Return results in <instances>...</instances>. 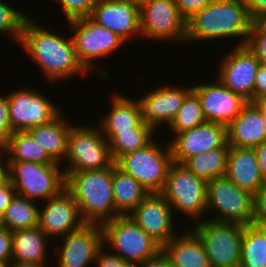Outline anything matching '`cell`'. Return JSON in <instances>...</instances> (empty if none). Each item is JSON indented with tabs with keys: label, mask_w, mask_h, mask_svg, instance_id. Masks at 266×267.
<instances>
[{
	"label": "cell",
	"mask_w": 266,
	"mask_h": 267,
	"mask_svg": "<svg viewBox=\"0 0 266 267\" xmlns=\"http://www.w3.org/2000/svg\"><path fill=\"white\" fill-rule=\"evenodd\" d=\"M28 16L19 46L28 53L50 82L63 81L88 72L79 63L72 37H61Z\"/></svg>",
	"instance_id": "6da1fadb"
},
{
	"label": "cell",
	"mask_w": 266,
	"mask_h": 267,
	"mask_svg": "<svg viewBox=\"0 0 266 267\" xmlns=\"http://www.w3.org/2000/svg\"><path fill=\"white\" fill-rule=\"evenodd\" d=\"M65 189L73 196L82 220L99 224L121 216L113 197V165L91 171H64Z\"/></svg>",
	"instance_id": "7a4b0ae2"
},
{
	"label": "cell",
	"mask_w": 266,
	"mask_h": 267,
	"mask_svg": "<svg viewBox=\"0 0 266 267\" xmlns=\"http://www.w3.org/2000/svg\"><path fill=\"white\" fill-rule=\"evenodd\" d=\"M252 19L245 0H213L187 22V41L242 37L246 45Z\"/></svg>",
	"instance_id": "3957f363"
},
{
	"label": "cell",
	"mask_w": 266,
	"mask_h": 267,
	"mask_svg": "<svg viewBox=\"0 0 266 267\" xmlns=\"http://www.w3.org/2000/svg\"><path fill=\"white\" fill-rule=\"evenodd\" d=\"M101 226L104 247L106 244L112 246L108 250L112 248V251L116 252L111 254L119 256L131 265L151 259L161 252V246L129 215L115 217Z\"/></svg>",
	"instance_id": "277c9868"
},
{
	"label": "cell",
	"mask_w": 266,
	"mask_h": 267,
	"mask_svg": "<svg viewBox=\"0 0 266 267\" xmlns=\"http://www.w3.org/2000/svg\"><path fill=\"white\" fill-rule=\"evenodd\" d=\"M244 226L238 223L197 221L191 229L200 239L210 267H238L241 263V244Z\"/></svg>",
	"instance_id": "5b68a950"
},
{
	"label": "cell",
	"mask_w": 266,
	"mask_h": 267,
	"mask_svg": "<svg viewBox=\"0 0 266 267\" xmlns=\"http://www.w3.org/2000/svg\"><path fill=\"white\" fill-rule=\"evenodd\" d=\"M60 164L9 161L10 183L16 194L30 200H48L59 195L66 184Z\"/></svg>",
	"instance_id": "8992f818"
},
{
	"label": "cell",
	"mask_w": 266,
	"mask_h": 267,
	"mask_svg": "<svg viewBox=\"0 0 266 267\" xmlns=\"http://www.w3.org/2000/svg\"><path fill=\"white\" fill-rule=\"evenodd\" d=\"M69 165L63 171H91L111 167L109 142L100 127L71 125L67 140L66 157Z\"/></svg>",
	"instance_id": "52a82bcc"
},
{
	"label": "cell",
	"mask_w": 266,
	"mask_h": 267,
	"mask_svg": "<svg viewBox=\"0 0 266 267\" xmlns=\"http://www.w3.org/2000/svg\"><path fill=\"white\" fill-rule=\"evenodd\" d=\"M157 143L154 139L145 147L125 154L115 162L119 169L132 176L149 193L162 192L169 167L173 163L170 146L163 150L161 144Z\"/></svg>",
	"instance_id": "ba28073f"
},
{
	"label": "cell",
	"mask_w": 266,
	"mask_h": 267,
	"mask_svg": "<svg viewBox=\"0 0 266 267\" xmlns=\"http://www.w3.org/2000/svg\"><path fill=\"white\" fill-rule=\"evenodd\" d=\"M217 215L209 220L217 222L253 224V195L236 186L226 176L207 181L206 211Z\"/></svg>",
	"instance_id": "9c48e42d"
},
{
	"label": "cell",
	"mask_w": 266,
	"mask_h": 267,
	"mask_svg": "<svg viewBox=\"0 0 266 267\" xmlns=\"http://www.w3.org/2000/svg\"><path fill=\"white\" fill-rule=\"evenodd\" d=\"M207 181L196 176L184 165L173 162L168 170L165 186L161 192L170 204L192 220L206 214Z\"/></svg>",
	"instance_id": "30bf717a"
},
{
	"label": "cell",
	"mask_w": 266,
	"mask_h": 267,
	"mask_svg": "<svg viewBox=\"0 0 266 267\" xmlns=\"http://www.w3.org/2000/svg\"><path fill=\"white\" fill-rule=\"evenodd\" d=\"M67 22L73 32L71 37L78 61L87 72L95 67L93 59L106 58L125 43L116 33L96 24L89 17Z\"/></svg>",
	"instance_id": "8fae6325"
},
{
	"label": "cell",
	"mask_w": 266,
	"mask_h": 267,
	"mask_svg": "<svg viewBox=\"0 0 266 267\" xmlns=\"http://www.w3.org/2000/svg\"><path fill=\"white\" fill-rule=\"evenodd\" d=\"M140 21V37L186 42L187 22L174 0H145L140 4Z\"/></svg>",
	"instance_id": "7c38bea8"
},
{
	"label": "cell",
	"mask_w": 266,
	"mask_h": 267,
	"mask_svg": "<svg viewBox=\"0 0 266 267\" xmlns=\"http://www.w3.org/2000/svg\"><path fill=\"white\" fill-rule=\"evenodd\" d=\"M30 89L18 87L8 94L9 117L14 132L47 124L62 112L43 93Z\"/></svg>",
	"instance_id": "4fadbf2b"
},
{
	"label": "cell",
	"mask_w": 266,
	"mask_h": 267,
	"mask_svg": "<svg viewBox=\"0 0 266 267\" xmlns=\"http://www.w3.org/2000/svg\"><path fill=\"white\" fill-rule=\"evenodd\" d=\"M260 64L246 45H237L222 58L217 79L232 92L253 102V87Z\"/></svg>",
	"instance_id": "5bb4252c"
},
{
	"label": "cell",
	"mask_w": 266,
	"mask_h": 267,
	"mask_svg": "<svg viewBox=\"0 0 266 267\" xmlns=\"http://www.w3.org/2000/svg\"><path fill=\"white\" fill-rule=\"evenodd\" d=\"M169 144L173 162L183 164L188 158L228 143L227 126L205 122L192 129L177 133Z\"/></svg>",
	"instance_id": "9a60e30c"
},
{
	"label": "cell",
	"mask_w": 266,
	"mask_h": 267,
	"mask_svg": "<svg viewBox=\"0 0 266 267\" xmlns=\"http://www.w3.org/2000/svg\"><path fill=\"white\" fill-rule=\"evenodd\" d=\"M89 18L127 41L141 36L140 4L131 0H98Z\"/></svg>",
	"instance_id": "2e32d148"
},
{
	"label": "cell",
	"mask_w": 266,
	"mask_h": 267,
	"mask_svg": "<svg viewBox=\"0 0 266 267\" xmlns=\"http://www.w3.org/2000/svg\"><path fill=\"white\" fill-rule=\"evenodd\" d=\"M173 215L170 204L161 193H149L129 214L161 247L177 235Z\"/></svg>",
	"instance_id": "e0dca14e"
},
{
	"label": "cell",
	"mask_w": 266,
	"mask_h": 267,
	"mask_svg": "<svg viewBox=\"0 0 266 267\" xmlns=\"http://www.w3.org/2000/svg\"><path fill=\"white\" fill-rule=\"evenodd\" d=\"M192 90L200 99L207 122L228 126L248 103L246 99L232 92L218 79L212 84L194 85Z\"/></svg>",
	"instance_id": "ac0fdd59"
},
{
	"label": "cell",
	"mask_w": 266,
	"mask_h": 267,
	"mask_svg": "<svg viewBox=\"0 0 266 267\" xmlns=\"http://www.w3.org/2000/svg\"><path fill=\"white\" fill-rule=\"evenodd\" d=\"M43 207L39 208L38 226L50 239L65 237L86 224L73 196L66 189L48 199Z\"/></svg>",
	"instance_id": "d6986e66"
},
{
	"label": "cell",
	"mask_w": 266,
	"mask_h": 267,
	"mask_svg": "<svg viewBox=\"0 0 266 267\" xmlns=\"http://www.w3.org/2000/svg\"><path fill=\"white\" fill-rule=\"evenodd\" d=\"M58 267H87L95 263L104 247L103 229L99 224H85L79 230L62 237Z\"/></svg>",
	"instance_id": "ffe728a7"
},
{
	"label": "cell",
	"mask_w": 266,
	"mask_h": 267,
	"mask_svg": "<svg viewBox=\"0 0 266 267\" xmlns=\"http://www.w3.org/2000/svg\"><path fill=\"white\" fill-rule=\"evenodd\" d=\"M192 90L189 87L160 86L140 98L142 121L154 130L165 123L169 126L182 106L186 95Z\"/></svg>",
	"instance_id": "44dd1931"
},
{
	"label": "cell",
	"mask_w": 266,
	"mask_h": 267,
	"mask_svg": "<svg viewBox=\"0 0 266 267\" xmlns=\"http://www.w3.org/2000/svg\"><path fill=\"white\" fill-rule=\"evenodd\" d=\"M228 144L233 147L256 148L266 141V122L261 109L248 102L227 126Z\"/></svg>",
	"instance_id": "7402d4cb"
},
{
	"label": "cell",
	"mask_w": 266,
	"mask_h": 267,
	"mask_svg": "<svg viewBox=\"0 0 266 267\" xmlns=\"http://www.w3.org/2000/svg\"><path fill=\"white\" fill-rule=\"evenodd\" d=\"M225 176L236 186L254 195L264 184L255 148L230 146Z\"/></svg>",
	"instance_id": "603a6c76"
},
{
	"label": "cell",
	"mask_w": 266,
	"mask_h": 267,
	"mask_svg": "<svg viewBox=\"0 0 266 267\" xmlns=\"http://www.w3.org/2000/svg\"><path fill=\"white\" fill-rule=\"evenodd\" d=\"M161 252L171 267H210L204 247L191 228L182 236L172 237L161 247Z\"/></svg>",
	"instance_id": "cb8c5ba5"
},
{
	"label": "cell",
	"mask_w": 266,
	"mask_h": 267,
	"mask_svg": "<svg viewBox=\"0 0 266 267\" xmlns=\"http://www.w3.org/2000/svg\"><path fill=\"white\" fill-rule=\"evenodd\" d=\"M110 113L101 119L98 126L102 135L109 141L118 131L136 128L142 122L139 101L128 98L120 93L112 95Z\"/></svg>",
	"instance_id": "d4e9b609"
},
{
	"label": "cell",
	"mask_w": 266,
	"mask_h": 267,
	"mask_svg": "<svg viewBox=\"0 0 266 267\" xmlns=\"http://www.w3.org/2000/svg\"><path fill=\"white\" fill-rule=\"evenodd\" d=\"M62 112L51 122L37 125L27 130L36 143L42 147L49 157L56 163L66 157L67 140L70 132V124Z\"/></svg>",
	"instance_id": "484cf974"
},
{
	"label": "cell",
	"mask_w": 266,
	"mask_h": 267,
	"mask_svg": "<svg viewBox=\"0 0 266 267\" xmlns=\"http://www.w3.org/2000/svg\"><path fill=\"white\" fill-rule=\"evenodd\" d=\"M39 226L12 232V261L44 264L47 239Z\"/></svg>",
	"instance_id": "4316f807"
},
{
	"label": "cell",
	"mask_w": 266,
	"mask_h": 267,
	"mask_svg": "<svg viewBox=\"0 0 266 267\" xmlns=\"http://www.w3.org/2000/svg\"><path fill=\"white\" fill-rule=\"evenodd\" d=\"M113 197L116 211L129 215L149 192L132 176L124 173L113 164Z\"/></svg>",
	"instance_id": "83f0119b"
},
{
	"label": "cell",
	"mask_w": 266,
	"mask_h": 267,
	"mask_svg": "<svg viewBox=\"0 0 266 267\" xmlns=\"http://www.w3.org/2000/svg\"><path fill=\"white\" fill-rule=\"evenodd\" d=\"M3 144L8 161L59 164L49 157L27 131L13 132Z\"/></svg>",
	"instance_id": "f1b7e54d"
},
{
	"label": "cell",
	"mask_w": 266,
	"mask_h": 267,
	"mask_svg": "<svg viewBox=\"0 0 266 267\" xmlns=\"http://www.w3.org/2000/svg\"><path fill=\"white\" fill-rule=\"evenodd\" d=\"M230 145L199 153L188 158L182 165L206 181L225 176Z\"/></svg>",
	"instance_id": "f546056e"
},
{
	"label": "cell",
	"mask_w": 266,
	"mask_h": 267,
	"mask_svg": "<svg viewBox=\"0 0 266 267\" xmlns=\"http://www.w3.org/2000/svg\"><path fill=\"white\" fill-rule=\"evenodd\" d=\"M0 218L2 228L12 232L33 228L39 224V207L34 201L16 194Z\"/></svg>",
	"instance_id": "4dcf8cb0"
},
{
	"label": "cell",
	"mask_w": 266,
	"mask_h": 267,
	"mask_svg": "<svg viewBox=\"0 0 266 267\" xmlns=\"http://www.w3.org/2000/svg\"><path fill=\"white\" fill-rule=\"evenodd\" d=\"M154 130L142 121L136 128L118 131L108 142L114 162L127 153L141 149L153 140Z\"/></svg>",
	"instance_id": "1f68e13d"
},
{
	"label": "cell",
	"mask_w": 266,
	"mask_h": 267,
	"mask_svg": "<svg viewBox=\"0 0 266 267\" xmlns=\"http://www.w3.org/2000/svg\"><path fill=\"white\" fill-rule=\"evenodd\" d=\"M241 267H266V227L244 226Z\"/></svg>",
	"instance_id": "d6a6232c"
},
{
	"label": "cell",
	"mask_w": 266,
	"mask_h": 267,
	"mask_svg": "<svg viewBox=\"0 0 266 267\" xmlns=\"http://www.w3.org/2000/svg\"><path fill=\"white\" fill-rule=\"evenodd\" d=\"M207 122L198 95L191 90L183 100L182 106L168 126L173 134L192 129Z\"/></svg>",
	"instance_id": "836d02e7"
},
{
	"label": "cell",
	"mask_w": 266,
	"mask_h": 267,
	"mask_svg": "<svg viewBox=\"0 0 266 267\" xmlns=\"http://www.w3.org/2000/svg\"><path fill=\"white\" fill-rule=\"evenodd\" d=\"M28 15H24L22 11H17L7 2L0 0V33H9L11 39L16 43H20L22 36V27Z\"/></svg>",
	"instance_id": "e575fe53"
},
{
	"label": "cell",
	"mask_w": 266,
	"mask_h": 267,
	"mask_svg": "<svg viewBox=\"0 0 266 267\" xmlns=\"http://www.w3.org/2000/svg\"><path fill=\"white\" fill-rule=\"evenodd\" d=\"M246 46L260 63L266 64V27L259 21L252 22Z\"/></svg>",
	"instance_id": "d590c367"
},
{
	"label": "cell",
	"mask_w": 266,
	"mask_h": 267,
	"mask_svg": "<svg viewBox=\"0 0 266 267\" xmlns=\"http://www.w3.org/2000/svg\"><path fill=\"white\" fill-rule=\"evenodd\" d=\"M55 1V0H54ZM64 12L66 20L89 17L98 0H56Z\"/></svg>",
	"instance_id": "8d00e7d4"
},
{
	"label": "cell",
	"mask_w": 266,
	"mask_h": 267,
	"mask_svg": "<svg viewBox=\"0 0 266 267\" xmlns=\"http://www.w3.org/2000/svg\"><path fill=\"white\" fill-rule=\"evenodd\" d=\"M253 224L266 227V182L253 195Z\"/></svg>",
	"instance_id": "74e56055"
},
{
	"label": "cell",
	"mask_w": 266,
	"mask_h": 267,
	"mask_svg": "<svg viewBox=\"0 0 266 267\" xmlns=\"http://www.w3.org/2000/svg\"><path fill=\"white\" fill-rule=\"evenodd\" d=\"M181 17L188 22L213 0H174Z\"/></svg>",
	"instance_id": "f35d334b"
},
{
	"label": "cell",
	"mask_w": 266,
	"mask_h": 267,
	"mask_svg": "<svg viewBox=\"0 0 266 267\" xmlns=\"http://www.w3.org/2000/svg\"><path fill=\"white\" fill-rule=\"evenodd\" d=\"M13 132L9 117L8 93L6 96L0 94V144H3Z\"/></svg>",
	"instance_id": "ab89813d"
},
{
	"label": "cell",
	"mask_w": 266,
	"mask_h": 267,
	"mask_svg": "<svg viewBox=\"0 0 266 267\" xmlns=\"http://www.w3.org/2000/svg\"><path fill=\"white\" fill-rule=\"evenodd\" d=\"M104 247L98 252L95 262L98 267H133L125 262L119 256L111 254L109 251H103Z\"/></svg>",
	"instance_id": "60d3db41"
},
{
	"label": "cell",
	"mask_w": 266,
	"mask_h": 267,
	"mask_svg": "<svg viewBox=\"0 0 266 267\" xmlns=\"http://www.w3.org/2000/svg\"><path fill=\"white\" fill-rule=\"evenodd\" d=\"M0 262H12V231L0 229Z\"/></svg>",
	"instance_id": "b9f144b4"
},
{
	"label": "cell",
	"mask_w": 266,
	"mask_h": 267,
	"mask_svg": "<svg viewBox=\"0 0 266 267\" xmlns=\"http://www.w3.org/2000/svg\"><path fill=\"white\" fill-rule=\"evenodd\" d=\"M266 94V64L261 63L253 87V102Z\"/></svg>",
	"instance_id": "7bdbcfd3"
},
{
	"label": "cell",
	"mask_w": 266,
	"mask_h": 267,
	"mask_svg": "<svg viewBox=\"0 0 266 267\" xmlns=\"http://www.w3.org/2000/svg\"><path fill=\"white\" fill-rule=\"evenodd\" d=\"M252 21H259L266 15V0H245Z\"/></svg>",
	"instance_id": "ee69618b"
},
{
	"label": "cell",
	"mask_w": 266,
	"mask_h": 267,
	"mask_svg": "<svg viewBox=\"0 0 266 267\" xmlns=\"http://www.w3.org/2000/svg\"><path fill=\"white\" fill-rule=\"evenodd\" d=\"M16 195L15 188L12 186L10 181L0 187V217L10 204L11 200Z\"/></svg>",
	"instance_id": "f6af8a7d"
},
{
	"label": "cell",
	"mask_w": 266,
	"mask_h": 267,
	"mask_svg": "<svg viewBox=\"0 0 266 267\" xmlns=\"http://www.w3.org/2000/svg\"><path fill=\"white\" fill-rule=\"evenodd\" d=\"M133 267H171L165 257V255L160 252L155 257L147 259L141 263L133 265Z\"/></svg>",
	"instance_id": "bcb514c9"
},
{
	"label": "cell",
	"mask_w": 266,
	"mask_h": 267,
	"mask_svg": "<svg viewBox=\"0 0 266 267\" xmlns=\"http://www.w3.org/2000/svg\"><path fill=\"white\" fill-rule=\"evenodd\" d=\"M2 153H6L4 144H0V187L7 184L10 181L9 175V161H5V157ZM4 157V159L2 158ZM5 161V162H3Z\"/></svg>",
	"instance_id": "7dc6e473"
},
{
	"label": "cell",
	"mask_w": 266,
	"mask_h": 267,
	"mask_svg": "<svg viewBox=\"0 0 266 267\" xmlns=\"http://www.w3.org/2000/svg\"><path fill=\"white\" fill-rule=\"evenodd\" d=\"M255 152L258 159L260 174L266 182V141L261 143L255 148Z\"/></svg>",
	"instance_id": "c3c4849f"
},
{
	"label": "cell",
	"mask_w": 266,
	"mask_h": 267,
	"mask_svg": "<svg viewBox=\"0 0 266 267\" xmlns=\"http://www.w3.org/2000/svg\"><path fill=\"white\" fill-rule=\"evenodd\" d=\"M10 267H46L45 264L12 261Z\"/></svg>",
	"instance_id": "681fc988"
},
{
	"label": "cell",
	"mask_w": 266,
	"mask_h": 267,
	"mask_svg": "<svg viewBox=\"0 0 266 267\" xmlns=\"http://www.w3.org/2000/svg\"><path fill=\"white\" fill-rule=\"evenodd\" d=\"M254 103L261 109L265 122H266V94H264Z\"/></svg>",
	"instance_id": "f907efd6"
},
{
	"label": "cell",
	"mask_w": 266,
	"mask_h": 267,
	"mask_svg": "<svg viewBox=\"0 0 266 267\" xmlns=\"http://www.w3.org/2000/svg\"><path fill=\"white\" fill-rule=\"evenodd\" d=\"M259 22L266 27V15H264L260 20Z\"/></svg>",
	"instance_id": "816d5d0a"
},
{
	"label": "cell",
	"mask_w": 266,
	"mask_h": 267,
	"mask_svg": "<svg viewBox=\"0 0 266 267\" xmlns=\"http://www.w3.org/2000/svg\"><path fill=\"white\" fill-rule=\"evenodd\" d=\"M0 267H10V263L0 262Z\"/></svg>",
	"instance_id": "f5cc1de1"
},
{
	"label": "cell",
	"mask_w": 266,
	"mask_h": 267,
	"mask_svg": "<svg viewBox=\"0 0 266 267\" xmlns=\"http://www.w3.org/2000/svg\"><path fill=\"white\" fill-rule=\"evenodd\" d=\"M131 1H135V2H137L138 4H141V3L144 2L145 0H131Z\"/></svg>",
	"instance_id": "db71d44e"
}]
</instances>
